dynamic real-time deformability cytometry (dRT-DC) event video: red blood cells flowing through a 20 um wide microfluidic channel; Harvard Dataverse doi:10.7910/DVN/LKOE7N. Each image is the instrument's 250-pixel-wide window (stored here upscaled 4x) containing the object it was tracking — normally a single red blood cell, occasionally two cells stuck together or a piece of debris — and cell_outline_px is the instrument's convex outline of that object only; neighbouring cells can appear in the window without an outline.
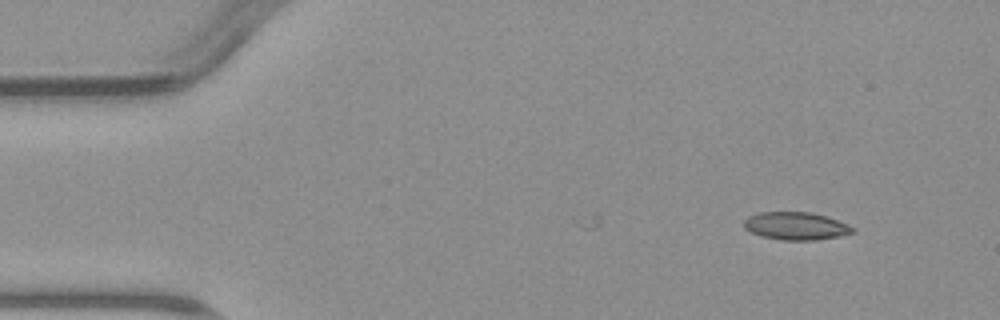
{"species": "common noctule bat (a hibernating species)", "species_latin": "Nyctalus noctula", "temperature_condition": "warm", "stored_images_in_passage": 2, "camera_frame_rate_fps": 3000, "um_per_image_px": 0.085, "animal": {"sex": "male", "body_mass_g": 23.1, "forearm_length_mm": 52.7}, "frame": {"image": 1, "passage_image": 2, "time_ms": 1.0, "image_size_px": [1000, 320], "cell_outline_px": [[856, 232], [840, 236], [816, 240], [780, 240], [760, 236], [744, 228], [744, 220], [748, 216], [760, 212], [812, 212], [848, 224], [856, 228]], "centroid_in_image_um": [67.66, 19.21], "position_along_channel_um": 17.3, "area_um2": 17.69}}